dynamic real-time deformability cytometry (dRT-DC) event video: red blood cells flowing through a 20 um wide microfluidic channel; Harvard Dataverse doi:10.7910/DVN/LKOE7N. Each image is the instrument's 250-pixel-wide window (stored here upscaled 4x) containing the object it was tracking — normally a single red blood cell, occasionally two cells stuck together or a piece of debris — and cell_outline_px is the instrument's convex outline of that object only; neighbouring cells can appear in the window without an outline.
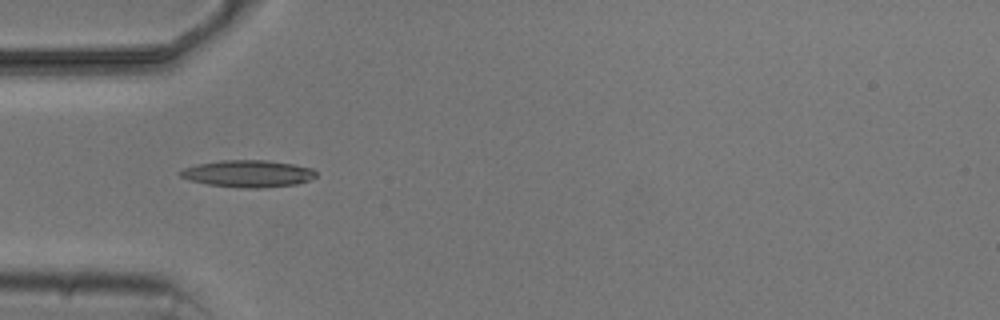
{"species": "common noctule bat (a hibernating species)", "species_latin": "Nyctalus noctula", "temperature_condition": "cold", "stored_images_in_passage": 12, "camera_frame_rate_fps": 3000, "um_per_image_px": 0.085, "animal": {"sex": "male", "body_mass_g": 20.5, "forearm_length_mm": 52.5}, "frame": {"image": 1, "passage_image": 2, "time_ms": 2.333, "image_size_px": [1000, 320], "cell_outline_px": [[316, 176], [308, 180], [296, 184], [264, 188], [244, 188], [208, 184], [188, 180], [180, 176], [176, 172], [180, 168], [196, 164], [220, 160], [268, 160], [292, 164], [312, 168], [316, 172]], "centroid_in_image_um": [21.01, 14.75], "position_along_channel_um": 64.0, "area_um2": 21.56}}
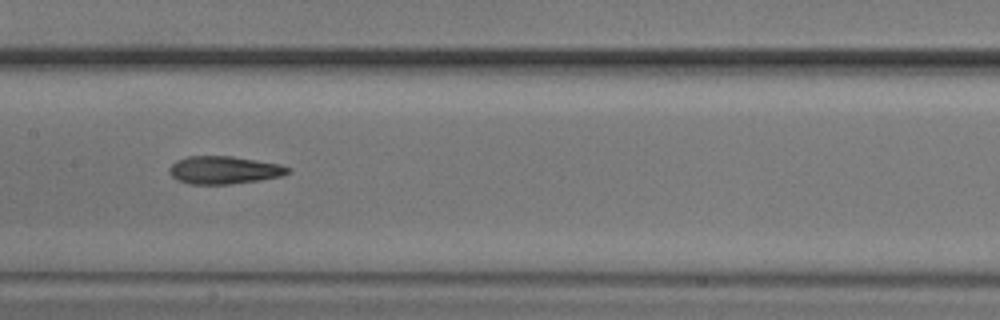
{"frame": {"image": 2, "passage_image": 5, "time_ms": 5.667, "image_size_px": [1000, 320], "cell_outline_px": [[292, 172], [280, 176], [260, 180], [228, 184], [188, 184], [176, 180], [168, 172], [168, 168], [176, 160], [188, 156], [232, 156], [280, 164], [292, 168]], "centroid_in_image_um": [19.03, 14.45], "position_along_channel_um": 188.4, "area_um2": 19.36}}
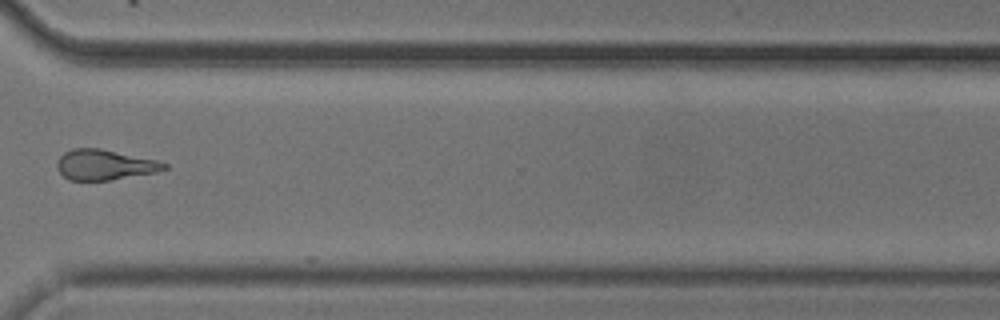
{"frame": {"image": 3, "passage_image": 9, "time_ms": 10.333, "image_size_px": [1000, 320], "cell_outline_px": [[168, 168], [156, 172], [108, 180], [68, 180], [56, 168], [56, 164], [60, 156], [64, 152], [72, 148], [100, 148], [156, 160], [168, 164]], "centroid_in_image_um": [8.86, 14.0], "position_along_channel_um": 361.7, "area_um2": 18.84}, "authors_computed_cell_mechanics": {"area_um2": 19.363, "velocity_mm_per_s": 3.7216, "shape_relaxation_time_tau1_ms": 3.7507, "shape_relaxation_time_tau2_ms": 3.2926, "deformation_change_tau1": 0.1262, "deformation_change_tau2": 0.1296}}